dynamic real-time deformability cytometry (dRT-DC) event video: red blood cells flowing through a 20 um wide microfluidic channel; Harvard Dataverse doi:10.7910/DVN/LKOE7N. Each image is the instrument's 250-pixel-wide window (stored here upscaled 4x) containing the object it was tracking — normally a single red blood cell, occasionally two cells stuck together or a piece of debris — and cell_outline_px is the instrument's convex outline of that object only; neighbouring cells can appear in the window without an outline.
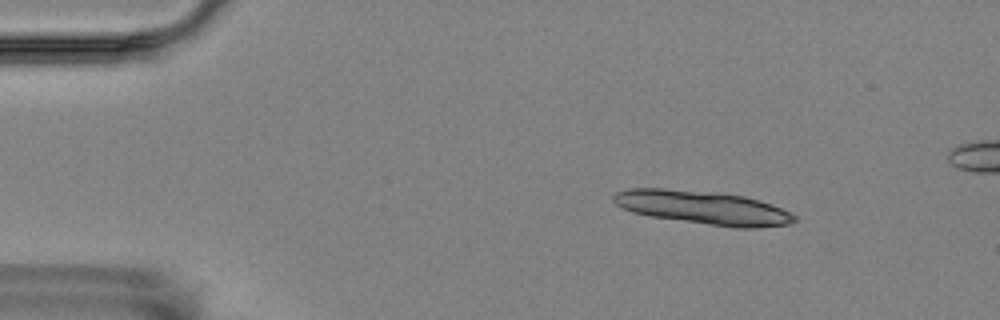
{"species": "Egyptian fruit bat (a non-hibernating species)", "species_latin": "Rousettus aegyptiacus", "temperature_condition": "room temperature", "stored_images_in_passage": 8, "camera_frame_rate_fps": 3000, "um_per_image_px": 0.085, "animal": {"sex": "female"}, "frame": {"image": 1, "passage_image": 1, "time_ms": 0.0, "image_size_px": [1000, 320], "cell_outline_px": [[796, 220], [788, 224], [756, 228], [736, 228], [648, 216], [632, 212], [616, 204], [612, 200], [612, 196], [616, 192], [628, 188], [664, 188], [716, 192], [744, 196], [780, 208], [796, 216]], "centroid_in_image_um": [59.7, 17.64], "position_along_channel_um": 25.3, "area_um2": 35.14}}
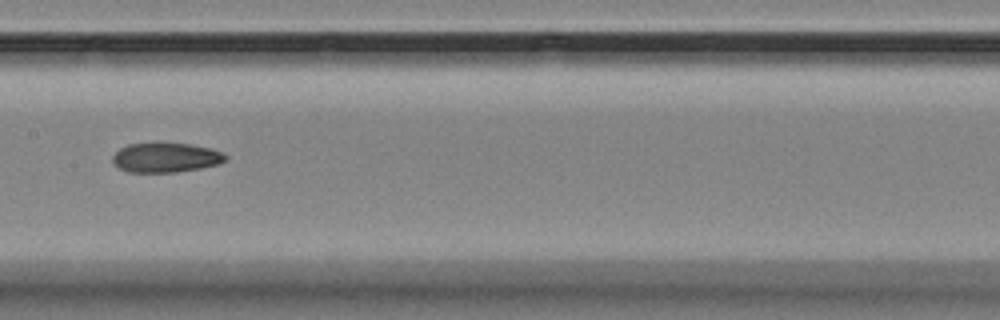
{"frame": {"image": 2, "passage_image": 7, "time_ms": 7.0, "image_size_px": [1000, 320], "cell_outline_px": [[228, 160], [220, 164], [200, 168], [176, 172], [128, 172], [112, 164], [112, 156], [120, 148], [128, 144], [188, 144], [212, 148], [228, 156]], "centroid_in_image_um": [14.1, 13.41], "position_along_channel_um": 193.3, "area_um2": 19.36}}
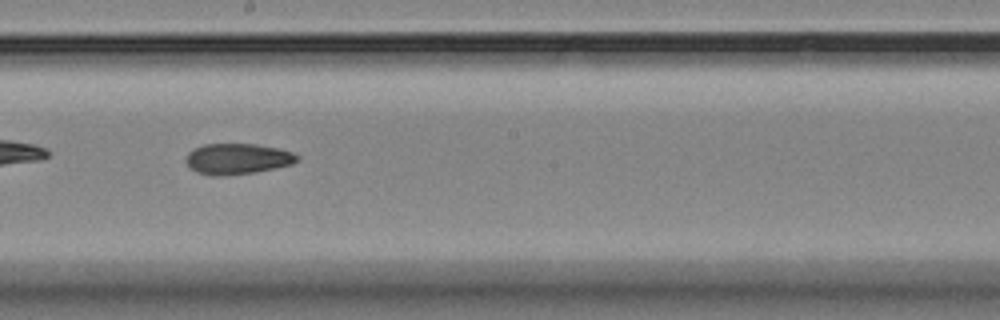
{"frame": {"image": 3, "passage_image": 8, "time_ms": 8.0, "image_size_px": [1000, 320], "cell_outline_px": [[300, 160], [292, 164], [276, 168], [256, 172], [224, 176], [212, 176], [196, 172], [184, 160], [188, 152], [204, 144], [256, 144], [280, 148], [292, 152], [300, 156]], "centroid_in_image_um": [20.22, 13.5], "position_along_channel_um": 228.0, "area_um2": 20.17}}